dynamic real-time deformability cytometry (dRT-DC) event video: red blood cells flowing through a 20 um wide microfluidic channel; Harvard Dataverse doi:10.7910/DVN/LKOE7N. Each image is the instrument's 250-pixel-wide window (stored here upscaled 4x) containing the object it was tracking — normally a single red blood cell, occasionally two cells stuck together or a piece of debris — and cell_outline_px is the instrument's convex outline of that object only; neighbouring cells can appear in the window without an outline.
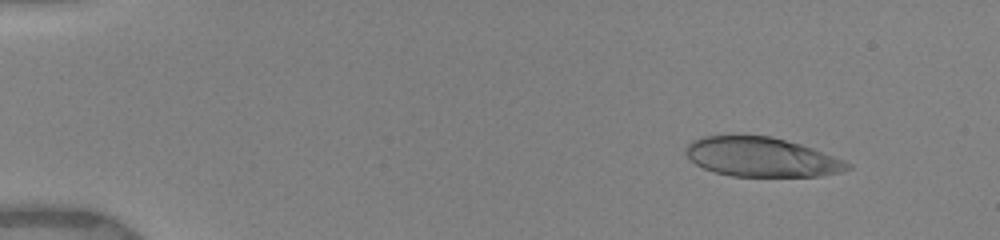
{"species": "human", "species_latin": "Homo sapiens", "temperature_condition": "warm", "stored_images_in_passage": 28, "camera_frame_rate_fps": 3000, "um_per_image_px": 0.085, "donor": {"sex": "female"}, "frame": {"image": 1, "passage_image": 9, "time_ms": 1.667, "image_size_px": [1000, 240], "cell_outline_px": [[852, 168], [840, 172], [820, 176], [732, 176], [716, 172], [704, 168], [696, 164], [684, 152], [688, 144], [692, 140], [704, 136], [772, 136], [800, 144], [812, 148], [852, 164]], "centroid_in_image_um": [64.73, 13.35], "position_along_channel_um": 20.3, "area_um2": 36.7}}
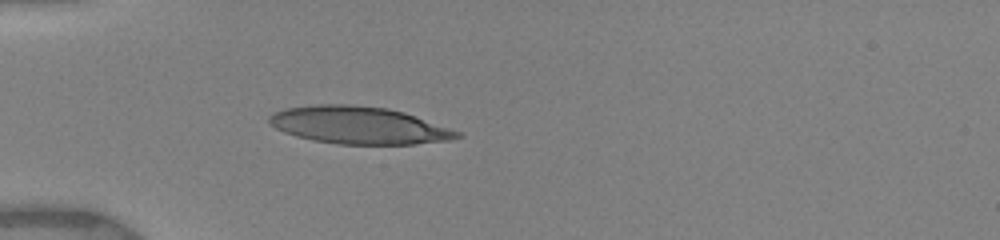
{"frame": {"image": 2, "passage_image": 26, "time_ms": 5.0, "image_size_px": [1000, 240], "cell_outline_px": [[464, 136], [452, 140], [412, 144], [340, 144], [312, 140], [296, 136], [284, 132], [268, 124], [268, 116], [272, 112], [288, 108], [316, 104], [348, 104], [388, 108], [404, 112], [460, 132]], "centroid_in_image_um": [30.47, 10.64], "position_along_channel_um": 54.5, "area_um2": 40.92}}